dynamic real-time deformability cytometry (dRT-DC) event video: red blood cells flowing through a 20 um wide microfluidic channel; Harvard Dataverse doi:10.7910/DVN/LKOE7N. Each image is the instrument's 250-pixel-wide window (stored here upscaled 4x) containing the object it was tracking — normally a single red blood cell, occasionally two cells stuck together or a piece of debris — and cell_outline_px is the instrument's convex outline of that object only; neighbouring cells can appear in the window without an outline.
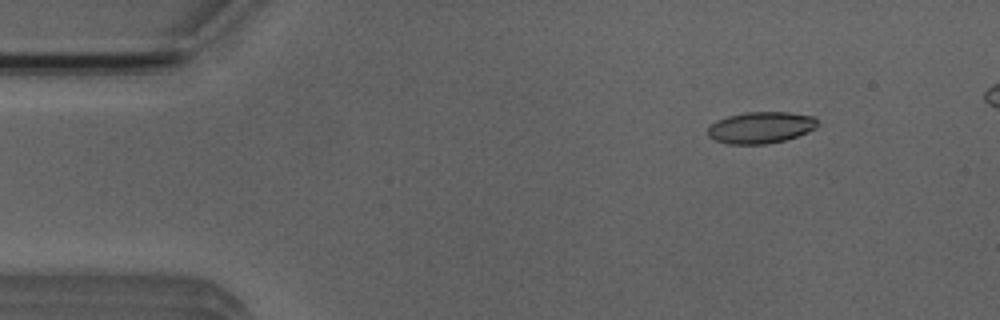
{"species": "Egyptian fruit bat (a non-hibernating species)", "species_latin": "Rousettus aegyptiacus", "temperature_condition": "room temperature", "stored_images_in_passage": 5, "camera_frame_rate_fps": 3000, "um_per_image_px": 0.085, "animal": {"sex": "male"}, "frame": {"image": 1, "passage_image": 1, "time_ms": 0.0, "image_size_px": [1000, 320], "cell_outline_px": [[820, 124], [816, 128], [808, 132], [784, 140], [768, 144], [728, 144], [716, 140], [708, 136], [708, 128], [716, 120], [728, 116], [744, 112], [788, 112], [816, 116]], "centroid_in_image_um": [64.71, 10.83], "position_along_channel_um": 20.3, "area_um2": 20.35}}